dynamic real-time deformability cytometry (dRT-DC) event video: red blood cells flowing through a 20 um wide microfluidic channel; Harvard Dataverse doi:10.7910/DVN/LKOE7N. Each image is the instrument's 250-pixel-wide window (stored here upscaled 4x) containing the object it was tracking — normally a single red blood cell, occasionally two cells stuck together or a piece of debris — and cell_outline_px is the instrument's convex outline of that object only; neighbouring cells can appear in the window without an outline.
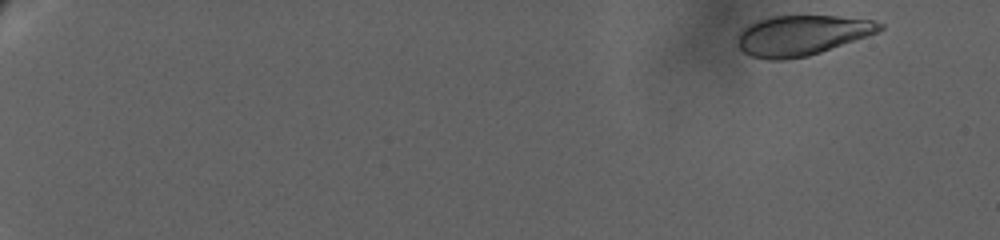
{"species": "human", "species_latin": "Homo sapiens", "temperature_condition": "warm", "stored_images_in_passage": 50, "camera_frame_rate_fps": 3000, "um_per_image_px": 0.085, "donor": {"sex": "female"}, "frame": {"image": 1, "passage_image": 1, "time_ms": 0.0, "image_size_px": [1000, 240], "cell_outline_px": [[884, 28], [876, 32], [820, 52], [808, 56], [788, 60], [768, 60], [752, 56], [744, 52], [740, 48], [740, 32], [744, 28], [760, 20], [772, 16], [836, 16], [872, 20], [884, 24]], "centroid_in_image_um": [68.17, 3.01], "position_along_channel_um": 16.8, "area_um2": 32.54}}
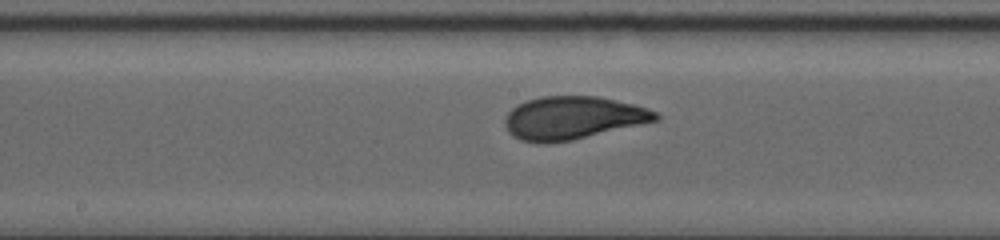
{"frame": {"image": 2, "passage_image": 26, "time_ms": 14.333, "image_size_px": [1000, 240], "cell_outline_px": [[660, 120], [572, 140], [544, 144], [520, 140], [512, 136], [508, 132], [504, 124], [504, 120], [508, 112], [512, 108], [528, 100], [540, 96], [596, 96], [632, 104], [648, 108], [660, 112]], "centroid_in_image_um": [48.7, 10.03], "position_along_channel_um": 199.5, "area_um2": 37.86}}
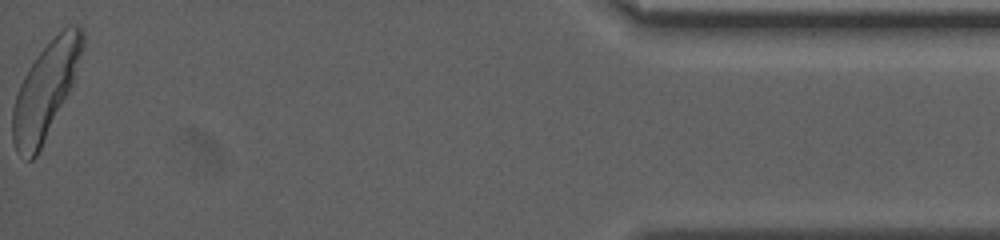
{"frame": {"image": 3, "passage_image": 50, "time_ms": 25.333, "image_size_px": [1000, 240], "cell_outline_px": [[84, 48], [72, 84], [36, 156], [32, 160], [28, 160], [16, 152], [12, 140], [12, 108], [20, 84], [28, 68], [40, 52], [68, 24], [80, 24], [84, 28]], "centroid_in_image_um": [3.87, 7.65], "position_along_channel_um": 431.3, "area_um2": 38.21}, "authors_computed_cell_mechanics": {"area_um2": 37.0498, "velocity_mm_per_s": 2.7095, "shape_relaxation_time_tau1_ms": 6.2384, "shape_relaxation_time_tau2_ms": null, "deformation_change_tau1": 0.1848, "deformation_change_tau2": null}}